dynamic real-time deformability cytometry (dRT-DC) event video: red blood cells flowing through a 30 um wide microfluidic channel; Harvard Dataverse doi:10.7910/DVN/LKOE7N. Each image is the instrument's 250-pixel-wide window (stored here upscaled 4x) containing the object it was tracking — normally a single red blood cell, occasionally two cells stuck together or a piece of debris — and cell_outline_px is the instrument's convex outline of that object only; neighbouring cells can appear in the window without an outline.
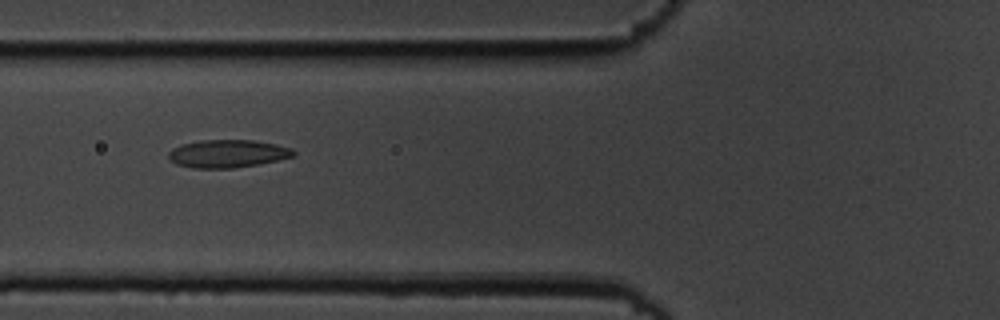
{"species": "common noctule bat (a hibernating species)", "species_latin": "Nyctalus noctula", "temperature_condition": "cold", "stored_images_in_passage": 44, "camera_frame_rate_fps": 3000, "um_per_image_px": 0.085, "animal": {"sex": "male", "body_mass_g": 19.5, "forearm_length_mm": 54.6}, "frame": {"image": 1, "passage_image": 10, "time_ms": 3.0, "image_size_px": [1000, 320], "cell_outline_px": [[296, 152], [292, 156], [260, 164], [232, 168], [192, 168], [176, 164], [168, 156], [168, 152], [172, 148], [180, 144], [200, 140], [252, 140], [276, 144], [292, 148]], "centroid_in_image_um": [19.32, 13.05], "position_along_channel_um": 106.5, "area_um2": 20.29}}
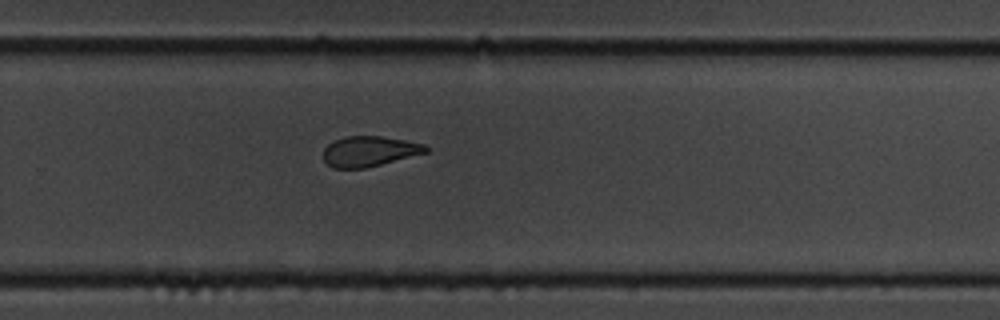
{"frame": {"image": 2, "passage_image": 26, "time_ms": 8.333, "image_size_px": [1000, 320], "cell_outline_px": [[428, 152], [364, 168], [332, 168], [324, 160], [324, 148], [328, 144], [336, 140], [348, 136], [380, 136], [404, 140], [424, 144], [428, 148]], "centroid_in_image_um": [31.38, 12.86], "position_along_channel_um": 298.4, "area_um2": 17.8}}
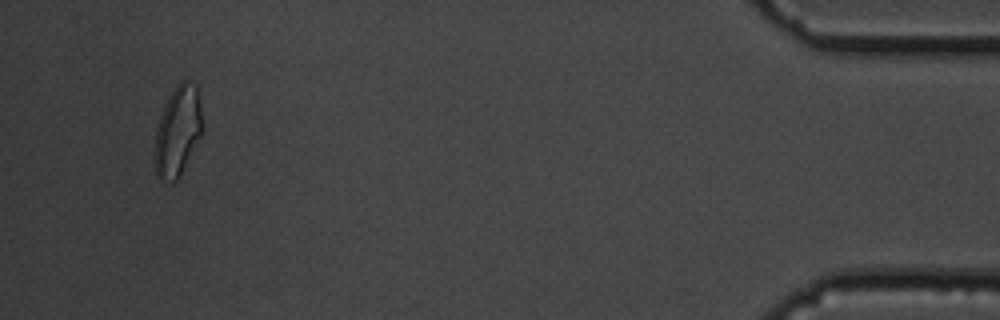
{"frame": {"image": 3, "passage_image": 42, "time_ms": 13.667, "image_size_px": [1000, 320], "cell_outline_px": [[200, 136], [180, 176], [176, 180], [160, 180], [156, 176], [156, 128], [160, 116], [168, 96], [176, 84], [180, 80], [188, 80], [196, 84], [200, 104]], "centroid_in_image_um": [15.1, 11.1], "position_along_channel_um": 420.1, "area_um2": 24.33}, "authors_computed_cell_mechanics": {"area_um2": 19.8832, "velocity_mm_per_s": 3.6053, "shape_relaxation_time_tau1_ms": null, "shape_relaxation_time_tau2_ms": 2.6724, "deformation_change_tau1": null, "deformation_change_tau2": 0.0847}}